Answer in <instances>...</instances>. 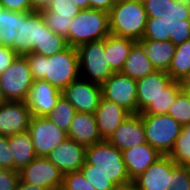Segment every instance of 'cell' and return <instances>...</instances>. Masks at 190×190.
<instances>
[{"instance_id":"obj_29","label":"cell","mask_w":190,"mask_h":190,"mask_svg":"<svg viewBox=\"0 0 190 190\" xmlns=\"http://www.w3.org/2000/svg\"><path fill=\"white\" fill-rule=\"evenodd\" d=\"M68 46L67 39L51 31L43 18V39L40 47H34L32 52L49 57L65 50Z\"/></svg>"},{"instance_id":"obj_39","label":"cell","mask_w":190,"mask_h":190,"mask_svg":"<svg viewBox=\"0 0 190 190\" xmlns=\"http://www.w3.org/2000/svg\"><path fill=\"white\" fill-rule=\"evenodd\" d=\"M8 146V137L0 135V166L14 170V158Z\"/></svg>"},{"instance_id":"obj_23","label":"cell","mask_w":190,"mask_h":190,"mask_svg":"<svg viewBox=\"0 0 190 190\" xmlns=\"http://www.w3.org/2000/svg\"><path fill=\"white\" fill-rule=\"evenodd\" d=\"M139 43L146 51L147 57L157 71L167 72L174 56L176 45L170 40L156 41L142 39Z\"/></svg>"},{"instance_id":"obj_15","label":"cell","mask_w":190,"mask_h":190,"mask_svg":"<svg viewBox=\"0 0 190 190\" xmlns=\"http://www.w3.org/2000/svg\"><path fill=\"white\" fill-rule=\"evenodd\" d=\"M62 91L44 80H34L25 102L31 116L46 117L56 106Z\"/></svg>"},{"instance_id":"obj_16","label":"cell","mask_w":190,"mask_h":190,"mask_svg":"<svg viewBox=\"0 0 190 190\" xmlns=\"http://www.w3.org/2000/svg\"><path fill=\"white\" fill-rule=\"evenodd\" d=\"M30 118L25 101H5L0 105V135L9 137L28 131Z\"/></svg>"},{"instance_id":"obj_18","label":"cell","mask_w":190,"mask_h":190,"mask_svg":"<svg viewBox=\"0 0 190 190\" xmlns=\"http://www.w3.org/2000/svg\"><path fill=\"white\" fill-rule=\"evenodd\" d=\"M120 151L147 143L140 114H131L107 139Z\"/></svg>"},{"instance_id":"obj_36","label":"cell","mask_w":190,"mask_h":190,"mask_svg":"<svg viewBox=\"0 0 190 190\" xmlns=\"http://www.w3.org/2000/svg\"><path fill=\"white\" fill-rule=\"evenodd\" d=\"M166 190H190V168L176 165L172 170V182Z\"/></svg>"},{"instance_id":"obj_44","label":"cell","mask_w":190,"mask_h":190,"mask_svg":"<svg viewBox=\"0 0 190 190\" xmlns=\"http://www.w3.org/2000/svg\"><path fill=\"white\" fill-rule=\"evenodd\" d=\"M53 0H30L32 11H42L48 7Z\"/></svg>"},{"instance_id":"obj_8","label":"cell","mask_w":190,"mask_h":190,"mask_svg":"<svg viewBox=\"0 0 190 190\" xmlns=\"http://www.w3.org/2000/svg\"><path fill=\"white\" fill-rule=\"evenodd\" d=\"M33 82L28 61L21 55L0 74V88L6 101H25Z\"/></svg>"},{"instance_id":"obj_46","label":"cell","mask_w":190,"mask_h":190,"mask_svg":"<svg viewBox=\"0 0 190 190\" xmlns=\"http://www.w3.org/2000/svg\"><path fill=\"white\" fill-rule=\"evenodd\" d=\"M181 89H190V72L180 80Z\"/></svg>"},{"instance_id":"obj_17","label":"cell","mask_w":190,"mask_h":190,"mask_svg":"<svg viewBox=\"0 0 190 190\" xmlns=\"http://www.w3.org/2000/svg\"><path fill=\"white\" fill-rule=\"evenodd\" d=\"M86 147L67 138L52 150L47 158L63 174L79 171L85 163Z\"/></svg>"},{"instance_id":"obj_38","label":"cell","mask_w":190,"mask_h":190,"mask_svg":"<svg viewBox=\"0 0 190 190\" xmlns=\"http://www.w3.org/2000/svg\"><path fill=\"white\" fill-rule=\"evenodd\" d=\"M19 180V171L1 169L0 190H16Z\"/></svg>"},{"instance_id":"obj_27","label":"cell","mask_w":190,"mask_h":190,"mask_svg":"<svg viewBox=\"0 0 190 190\" xmlns=\"http://www.w3.org/2000/svg\"><path fill=\"white\" fill-rule=\"evenodd\" d=\"M180 20H170L165 18H148L145 34L142 39L156 41L170 40L175 38L176 23Z\"/></svg>"},{"instance_id":"obj_26","label":"cell","mask_w":190,"mask_h":190,"mask_svg":"<svg viewBox=\"0 0 190 190\" xmlns=\"http://www.w3.org/2000/svg\"><path fill=\"white\" fill-rule=\"evenodd\" d=\"M136 43L135 40L124 37H117L109 34L104 38V51L107 61L111 69L116 73L120 72L124 66L126 58L132 46Z\"/></svg>"},{"instance_id":"obj_49","label":"cell","mask_w":190,"mask_h":190,"mask_svg":"<svg viewBox=\"0 0 190 190\" xmlns=\"http://www.w3.org/2000/svg\"><path fill=\"white\" fill-rule=\"evenodd\" d=\"M5 101H6V99L4 98L1 88H0V105H2Z\"/></svg>"},{"instance_id":"obj_4","label":"cell","mask_w":190,"mask_h":190,"mask_svg":"<svg viewBox=\"0 0 190 190\" xmlns=\"http://www.w3.org/2000/svg\"><path fill=\"white\" fill-rule=\"evenodd\" d=\"M147 20L143 2L118 0L109 12L110 34L139 42L145 34Z\"/></svg>"},{"instance_id":"obj_43","label":"cell","mask_w":190,"mask_h":190,"mask_svg":"<svg viewBox=\"0 0 190 190\" xmlns=\"http://www.w3.org/2000/svg\"><path fill=\"white\" fill-rule=\"evenodd\" d=\"M118 0H89L90 8L110 12L112 6Z\"/></svg>"},{"instance_id":"obj_34","label":"cell","mask_w":190,"mask_h":190,"mask_svg":"<svg viewBox=\"0 0 190 190\" xmlns=\"http://www.w3.org/2000/svg\"><path fill=\"white\" fill-rule=\"evenodd\" d=\"M46 25L49 27L51 31L54 33L68 38V31L70 28V24L72 21V17L57 15V13L48 10L47 8L40 11Z\"/></svg>"},{"instance_id":"obj_3","label":"cell","mask_w":190,"mask_h":190,"mask_svg":"<svg viewBox=\"0 0 190 190\" xmlns=\"http://www.w3.org/2000/svg\"><path fill=\"white\" fill-rule=\"evenodd\" d=\"M136 82L138 114H167L182 91L180 81H174L164 71L155 70Z\"/></svg>"},{"instance_id":"obj_6","label":"cell","mask_w":190,"mask_h":190,"mask_svg":"<svg viewBox=\"0 0 190 190\" xmlns=\"http://www.w3.org/2000/svg\"><path fill=\"white\" fill-rule=\"evenodd\" d=\"M140 116L147 143L162 155H169L174 148L182 126L168 114H140Z\"/></svg>"},{"instance_id":"obj_51","label":"cell","mask_w":190,"mask_h":190,"mask_svg":"<svg viewBox=\"0 0 190 190\" xmlns=\"http://www.w3.org/2000/svg\"><path fill=\"white\" fill-rule=\"evenodd\" d=\"M188 20L190 21V0H188Z\"/></svg>"},{"instance_id":"obj_21","label":"cell","mask_w":190,"mask_h":190,"mask_svg":"<svg viewBox=\"0 0 190 190\" xmlns=\"http://www.w3.org/2000/svg\"><path fill=\"white\" fill-rule=\"evenodd\" d=\"M67 137L85 147L101 142V138L93 113L77 112L73 117Z\"/></svg>"},{"instance_id":"obj_5","label":"cell","mask_w":190,"mask_h":190,"mask_svg":"<svg viewBox=\"0 0 190 190\" xmlns=\"http://www.w3.org/2000/svg\"><path fill=\"white\" fill-rule=\"evenodd\" d=\"M110 34L109 13L97 9L81 10L71 21L67 43L71 47L103 40Z\"/></svg>"},{"instance_id":"obj_7","label":"cell","mask_w":190,"mask_h":190,"mask_svg":"<svg viewBox=\"0 0 190 190\" xmlns=\"http://www.w3.org/2000/svg\"><path fill=\"white\" fill-rule=\"evenodd\" d=\"M80 78L102 84L115 73L107 61L104 39L84 43L77 48Z\"/></svg>"},{"instance_id":"obj_13","label":"cell","mask_w":190,"mask_h":190,"mask_svg":"<svg viewBox=\"0 0 190 190\" xmlns=\"http://www.w3.org/2000/svg\"><path fill=\"white\" fill-rule=\"evenodd\" d=\"M62 95L81 113H95L102 97L101 84L79 78L71 82Z\"/></svg>"},{"instance_id":"obj_30","label":"cell","mask_w":190,"mask_h":190,"mask_svg":"<svg viewBox=\"0 0 190 190\" xmlns=\"http://www.w3.org/2000/svg\"><path fill=\"white\" fill-rule=\"evenodd\" d=\"M76 113L77 111L75 108L62 95L59 98L56 106L46 117L51 120L58 128L68 132L73 117Z\"/></svg>"},{"instance_id":"obj_48","label":"cell","mask_w":190,"mask_h":190,"mask_svg":"<svg viewBox=\"0 0 190 190\" xmlns=\"http://www.w3.org/2000/svg\"><path fill=\"white\" fill-rule=\"evenodd\" d=\"M116 190H138V188L133 183H130L125 186L117 187Z\"/></svg>"},{"instance_id":"obj_45","label":"cell","mask_w":190,"mask_h":190,"mask_svg":"<svg viewBox=\"0 0 190 190\" xmlns=\"http://www.w3.org/2000/svg\"><path fill=\"white\" fill-rule=\"evenodd\" d=\"M16 190H47V189L33 184H27L19 180Z\"/></svg>"},{"instance_id":"obj_31","label":"cell","mask_w":190,"mask_h":190,"mask_svg":"<svg viewBox=\"0 0 190 190\" xmlns=\"http://www.w3.org/2000/svg\"><path fill=\"white\" fill-rule=\"evenodd\" d=\"M20 25V12L4 10L0 24V44L13 49V43Z\"/></svg>"},{"instance_id":"obj_41","label":"cell","mask_w":190,"mask_h":190,"mask_svg":"<svg viewBox=\"0 0 190 190\" xmlns=\"http://www.w3.org/2000/svg\"><path fill=\"white\" fill-rule=\"evenodd\" d=\"M17 56L18 54L11 47L0 44V74L6 71Z\"/></svg>"},{"instance_id":"obj_20","label":"cell","mask_w":190,"mask_h":190,"mask_svg":"<svg viewBox=\"0 0 190 190\" xmlns=\"http://www.w3.org/2000/svg\"><path fill=\"white\" fill-rule=\"evenodd\" d=\"M122 156L128 176L133 181L163 155L148 143H143L123 150Z\"/></svg>"},{"instance_id":"obj_28","label":"cell","mask_w":190,"mask_h":190,"mask_svg":"<svg viewBox=\"0 0 190 190\" xmlns=\"http://www.w3.org/2000/svg\"><path fill=\"white\" fill-rule=\"evenodd\" d=\"M190 72V40L176 45V50L172 58L167 73L174 81H180Z\"/></svg>"},{"instance_id":"obj_40","label":"cell","mask_w":190,"mask_h":190,"mask_svg":"<svg viewBox=\"0 0 190 190\" xmlns=\"http://www.w3.org/2000/svg\"><path fill=\"white\" fill-rule=\"evenodd\" d=\"M190 40V21L188 19L180 20L176 23L175 38H170L174 45H179Z\"/></svg>"},{"instance_id":"obj_24","label":"cell","mask_w":190,"mask_h":190,"mask_svg":"<svg viewBox=\"0 0 190 190\" xmlns=\"http://www.w3.org/2000/svg\"><path fill=\"white\" fill-rule=\"evenodd\" d=\"M155 71L151 61L147 57L143 46L136 42L130 52L120 73L138 80Z\"/></svg>"},{"instance_id":"obj_9","label":"cell","mask_w":190,"mask_h":190,"mask_svg":"<svg viewBox=\"0 0 190 190\" xmlns=\"http://www.w3.org/2000/svg\"><path fill=\"white\" fill-rule=\"evenodd\" d=\"M102 97L115 102L130 114H138L137 82L120 72L113 73L101 84Z\"/></svg>"},{"instance_id":"obj_50","label":"cell","mask_w":190,"mask_h":190,"mask_svg":"<svg viewBox=\"0 0 190 190\" xmlns=\"http://www.w3.org/2000/svg\"><path fill=\"white\" fill-rule=\"evenodd\" d=\"M5 10V8L2 6V4L0 3V24H1V20H2V12Z\"/></svg>"},{"instance_id":"obj_37","label":"cell","mask_w":190,"mask_h":190,"mask_svg":"<svg viewBox=\"0 0 190 190\" xmlns=\"http://www.w3.org/2000/svg\"><path fill=\"white\" fill-rule=\"evenodd\" d=\"M47 9L57 13V15L70 16L72 18L81 11L80 7L74 4L72 0H53Z\"/></svg>"},{"instance_id":"obj_53","label":"cell","mask_w":190,"mask_h":190,"mask_svg":"<svg viewBox=\"0 0 190 190\" xmlns=\"http://www.w3.org/2000/svg\"><path fill=\"white\" fill-rule=\"evenodd\" d=\"M56 190H66L62 186L58 187Z\"/></svg>"},{"instance_id":"obj_11","label":"cell","mask_w":190,"mask_h":190,"mask_svg":"<svg viewBox=\"0 0 190 190\" xmlns=\"http://www.w3.org/2000/svg\"><path fill=\"white\" fill-rule=\"evenodd\" d=\"M43 39V16L40 11L20 12V25L13 43V50L21 56L40 47Z\"/></svg>"},{"instance_id":"obj_52","label":"cell","mask_w":190,"mask_h":190,"mask_svg":"<svg viewBox=\"0 0 190 190\" xmlns=\"http://www.w3.org/2000/svg\"><path fill=\"white\" fill-rule=\"evenodd\" d=\"M182 90L188 92V94L190 95V89H182Z\"/></svg>"},{"instance_id":"obj_47","label":"cell","mask_w":190,"mask_h":190,"mask_svg":"<svg viewBox=\"0 0 190 190\" xmlns=\"http://www.w3.org/2000/svg\"><path fill=\"white\" fill-rule=\"evenodd\" d=\"M81 10L90 8L89 0H72Z\"/></svg>"},{"instance_id":"obj_32","label":"cell","mask_w":190,"mask_h":190,"mask_svg":"<svg viewBox=\"0 0 190 190\" xmlns=\"http://www.w3.org/2000/svg\"><path fill=\"white\" fill-rule=\"evenodd\" d=\"M169 156L177 165L190 168V124L182 126Z\"/></svg>"},{"instance_id":"obj_12","label":"cell","mask_w":190,"mask_h":190,"mask_svg":"<svg viewBox=\"0 0 190 190\" xmlns=\"http://www.w3.org/2000/svg\"><path fill=\"white\" fill-rule=\"evenodd\" d=\"M63 173L47 157H36L19 171L20 181L47 190L62 186Z\"/></svg>"},{"instance_id":"obj_14","label":"cell","mask_w":190,"mask_h":190,"mask_svg":"<svg viewBox=\"0 0 190 190\" xmlns=\"http://www.w3.org/2000/svg\"><path fill=\"white\" fill-rule=\"evenodd\" d=\"M176 165L169 155H163L132 183L138 190H166L171 185L172 170Z\"/></svg>"},{"instance_id":"obj_19","label":"cell","mask_w":190,"mask_h":190,"mask_svg":"<svg viewBox=\"0 0 190 190\" xmlns=\"http://www.w3.org/2000/svg\"><path fill=\"white\" fill-rule=\"evenodd\" d=\"M94 115L101 138L107 140L131 114L115 102L101 97Z\"/></svg>"},{"instance_id":"obj_33","label":"cell","mask_w":190,"mask_h":190,"mask_svg":"<svg viewBox=\"0 0 190 190\" xmlns=\"http://www.w3.org/2000/svg\"><path fill=\"white\" fill-rule=\"evenodd\" d=\"M181 126L190 124V95L186 91H181L168 113Z\"/></svg>"},{"instance_id":"obj_35","label":"cell","mask_w":190,"mask_h":190,"mask_svg":"<svg viewBox=\"0 0 190 190\" xmlns=\"http://www.w3.org/2000/svg\"><path fill=\"white\" fill-rule=\"evenodd\" d=\"M62 187L66 190H96L81 170L64 174Z\"/></svg>"},{"instance_id":"obj_10","label":"cell","mask_w":190,"mask_h":190,"mask_svg":"<svg viewBox=\"0 0 190 190\" xmlns=\"http://www.w3.org/2000/svg\"><path fill=\"white\" fill-rule=\"evenodd\" d=\"M28 132L31 135L36 157H47L60 143L67 139V132L58 128L47 117L31 116Z\"/></svg>"},{"instance_id":"obj_1","label":"cell","mask_w":190,"mask_h":190,"mask_svg":"<svg viewBox=\"0 0 190 190\" xmlns=\"http://www.w3.org/2000/svg\"><path fill=\"white\" fill-rule=\"evenodd\" d=\"M81 171L96 190H116L117 187L132 183L122 151L107 140L86 147Z\"/></svg>"},{"instance_id":"obj_42","label":"cell","mask_w":190,"mask_h":190,"mask_svg":"<svg viewBox=\"0 0 190 190\" xmlns=\"http://www.w3.org/2000/svg\"><path fill=\"white\" fill-rule=\"evenodd\" d=\"M0 3L5 8V10L16 12L32 11L30 0H0Z\"/></svg>"},{"instance_id":"obj_2","label":"cell","mask_w":190,"mask_h":190,"mask_svg":"<svg viewBox=\"0 0 190 190\" xmlns=\"http://www.w3.org/2000/svg\"><path fill=\"white\" fill-rule=\"evenodd\" d=\"M34 80H44L63 91L71 82L80 78L79 58L75 47L49 57L37 53L24 55Z\"/></svg>"},{"instance_id":"obj_22","label":"cell","mask_w":190,"mask_h":190,"mask_svg":"<svg viewBox=\"0 0 190 190\" xmlns=\"http://www.w3.org/2000/svg\"><path fill=\"white\" fill-rule=\"evenodd\" d=\"M148 18L188 19V0H144Z\"/></svg>"},{"instance_id":"obj_25","label":"cell","mask_w":190,"mask_h":190,"mask_svg":"<svg viewBox=\"0 0 190 190\" xmlns=\"http://www.w3.org/2000/svg\"><path fill=\"white\" fill-rule=\"evenodd\" d=\"M8 146L14 158V171H20L36 158L34 144L28 131L9 136Z\"/></svg>"}]
</instances>
